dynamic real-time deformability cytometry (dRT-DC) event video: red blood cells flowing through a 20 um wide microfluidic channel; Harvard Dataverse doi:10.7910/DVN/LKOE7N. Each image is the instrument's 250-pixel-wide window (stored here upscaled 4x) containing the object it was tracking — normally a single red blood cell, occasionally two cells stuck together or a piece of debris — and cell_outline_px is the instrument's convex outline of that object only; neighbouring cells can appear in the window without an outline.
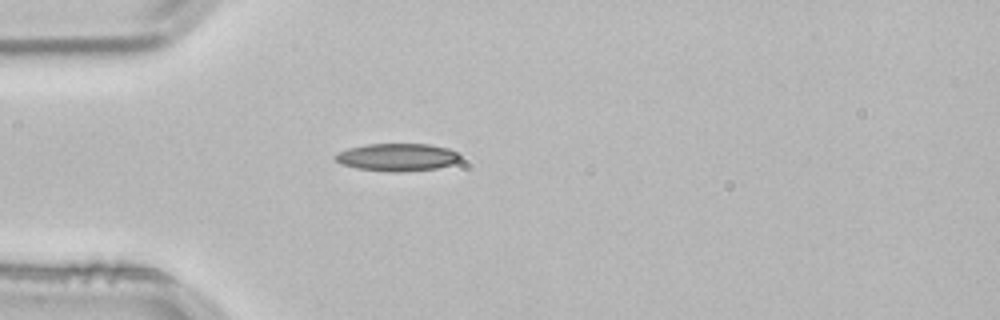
{"species": "common noctule bat (a hibernating species)", "species_latin": "Nyctalus noctula", "temperature_condition": "room temperature", "stored_images_in_passage": 1, "camera_frame_rate_fps": 3000, "um_per_image_px": 0.085, "animal": {"sex": "male", "body_mass_g": 21.5, "forearm_length_mm": 52.0}, "frame": {"image": 1, "passage_image": 1, "time_ms": 0.0, "image_size_px": [1000, 320], "cell_outline_px": [[460, 160], [452, 164], [436, 168], [400, 172], [392, 172], [356, 168], [340, 164], [332, 156], [336, 152], [348, 148], [368, 144], [428, 144], [448, 148], [460, 152]], "centroid_in_image_um": [33.75, 13.36], "position_along_channel_um": 51.2, "area_um2": 20.29}}